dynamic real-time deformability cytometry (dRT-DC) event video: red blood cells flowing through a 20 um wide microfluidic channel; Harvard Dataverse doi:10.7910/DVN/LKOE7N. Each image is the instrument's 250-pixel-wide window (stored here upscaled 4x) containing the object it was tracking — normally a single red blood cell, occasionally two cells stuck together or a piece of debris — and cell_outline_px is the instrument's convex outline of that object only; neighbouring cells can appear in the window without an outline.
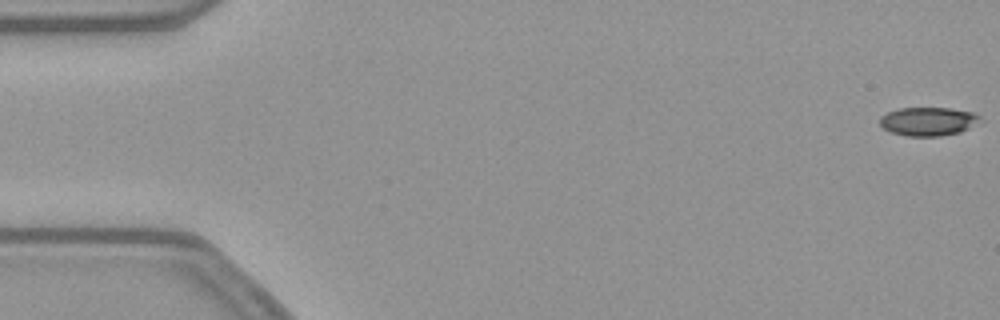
{"species": "common noctule bat (a hibernating species)", "species_latin": "Nyctalus noctula", "temperature_condition": "warm", "stored_images_in_passage": 54, "camera_frame_rate_fps": 3000, "um_per_image_px": 0.085, "animal": {"sex": "female", "body_mass_g": 21.9}, "frame": {"image": 1, "passage_image": 1, "time_ms": 0.0, "image_size_px": [1000, 320], "cell_outline_px": [[984, 120], [960, 132], [940, 136], [908, 136], [892, 132], [884, 128], [880, 124], [880, 116], [888, 112], [900, 108], [948, 108], [972, 112], [980, 116]], "centroid_in_image_um": [78.92, 10.31], "position_along_channel_um": 6.1, "area_um2": 16.65}}
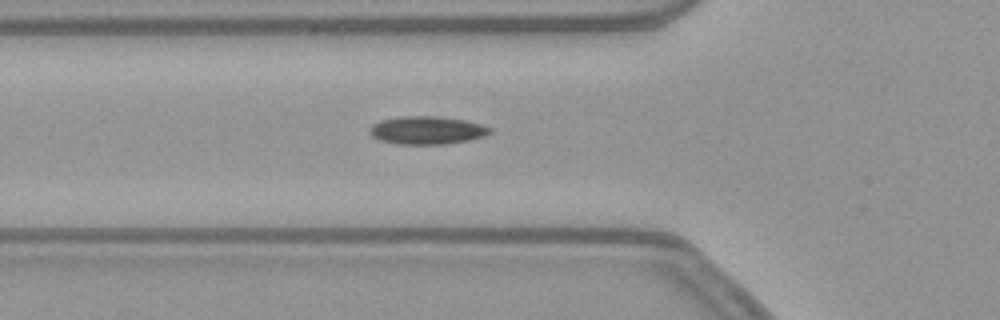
{"frame": {"image": 2, "passage_image": 19, "time_ms": 6.0, "image_size_px": [1000, 320], "cell_outline_px": [[492, 132], [484, 136], [468, 140], [444, 144], [396, 144], [380, 140], [372, 136], [368, 132], [368, 128], [372, 124], [380, 120], [400, 116], [432, 116], [464, 120], [480, 124], [492, 128]], "centroid_in_image_um": [36.24, 11.07], "position_along_channel_um": 89.6, "area_um2": 19.65}}
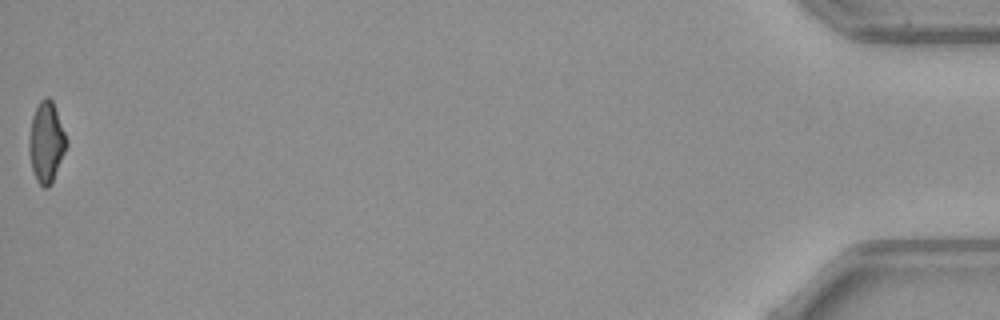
{"frame": {"image": 3, "passage_image": 54, "time_ms": 17.667, "image_size_px": [1000, 320], "cell_outline_px": [[68, 144], [52, 184], [48, 188], [44, 188], [36, 180], [32, 172], [28, 148], [28, 140], [32, 116], [40, 100], [44, 96], [48, 96], [52, 100], [68, 140]], "centroid_in_image_um": [3.93, 12.11], "position_along_channel_um": 431.3, "area_um2": 17.86}, "authors_computed_cell_mechanics": {"area_um2": 18.2359, "velocity_mm_per_s": 3.8471, "shape_relaxation_time_tau1_ms": null, "shape_relaxation_time_tau2_ms": 4.9087, "deformation_change_tau1": null, "deformation_change_tau2": 0.1085}}